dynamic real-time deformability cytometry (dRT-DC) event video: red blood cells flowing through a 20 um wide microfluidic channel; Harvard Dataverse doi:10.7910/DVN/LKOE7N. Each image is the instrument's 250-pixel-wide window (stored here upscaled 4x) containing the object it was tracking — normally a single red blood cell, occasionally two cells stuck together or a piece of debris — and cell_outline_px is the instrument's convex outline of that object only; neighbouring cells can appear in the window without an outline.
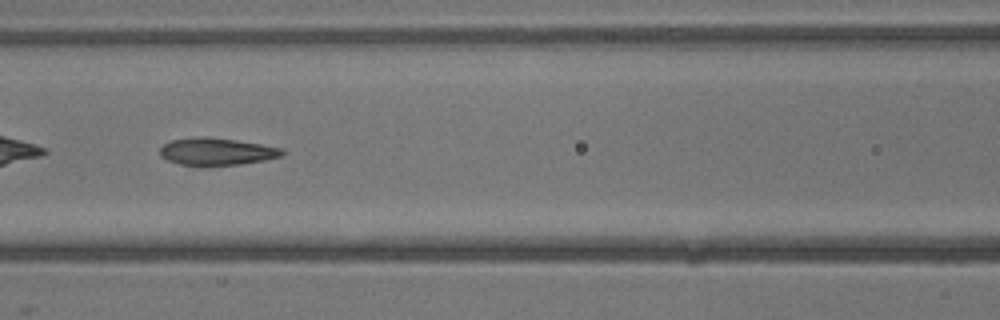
{"species": "common noctule bat (a hibernating species)", "species_latin": "Nyctalus noctula", "temperature_condition": "warm", "stored_images_in_passage": 45, "camera_frame_rate_fps": 3000, "um_per_image_px": 0.085, "animal": {"sex": "male", "body_mass_g": 13.3}, "frame": {"image": 1, "passage_image": 20, "time_ms": 6.333, "image_size_px": [1000, 320], "cell_outline_px": [[284, 152], [280, 156], [264, 160], [240, 164], [180, 164], [168, 160], [160, 156], [160, 148], [164, 144], [172, 140], [192, 136], [208, 136], [236, 140], [284, 148]], "centroid_in_image_um": [18.4, 12.85], "position_along_channel_um": 148.2, "area_um2": 19.13}}
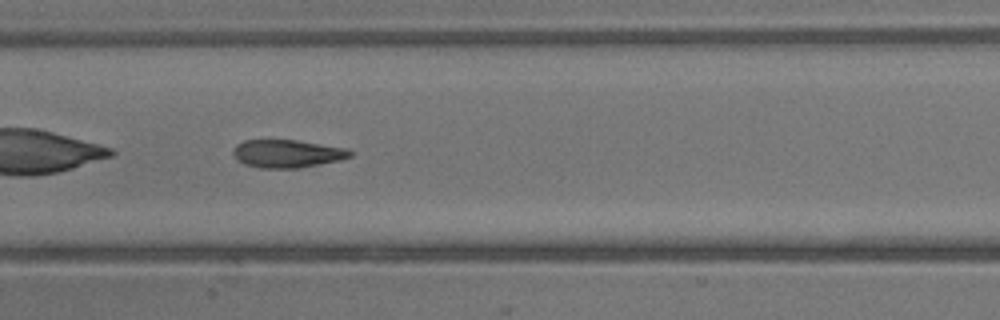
{"frame": {"image": 2, "passage_image": 22, "time_ms": 7.0, "image_size_px": [1000, 320], "cell_outline_px": [[352, 156], [340, 160], [300, 168], [260, 168], [244, 164], [236, 160], [232, 152], [236, 144], [244, 140], [296, 140], [348, 148], [352, 152]], "centroid_in_image_um": [24.4, 13.06], "position_along_channel_um": 183.0, "area_um2": 19.19}}
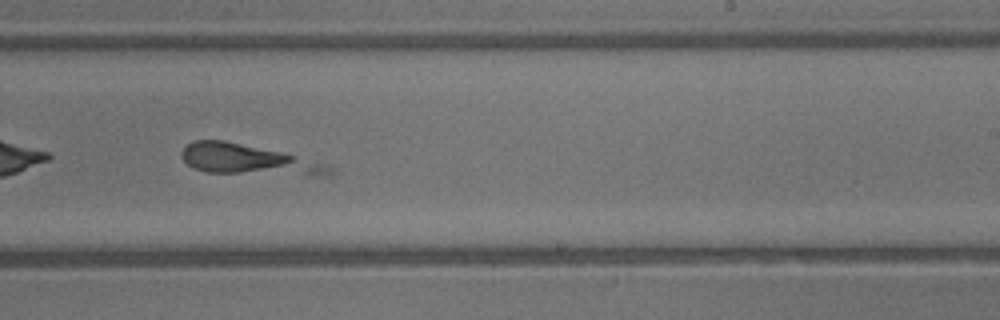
{"frame": {"image": 3, "passage_image": 27, "time_ms": 8.667, "image_size_px": [1000, 320], "cell_outline_px": [[336, 176], [328, 176], [208, 172], [192, 168], [180, 156], [180, 152], [192, 140], [224, 140], [280, 152], [320, 164], [332, 168], [336, 172]], "centroid_in_image_um": [21.03, 13.59], "position_along_channel_um": 268.0, "area_um2": 25.66}}